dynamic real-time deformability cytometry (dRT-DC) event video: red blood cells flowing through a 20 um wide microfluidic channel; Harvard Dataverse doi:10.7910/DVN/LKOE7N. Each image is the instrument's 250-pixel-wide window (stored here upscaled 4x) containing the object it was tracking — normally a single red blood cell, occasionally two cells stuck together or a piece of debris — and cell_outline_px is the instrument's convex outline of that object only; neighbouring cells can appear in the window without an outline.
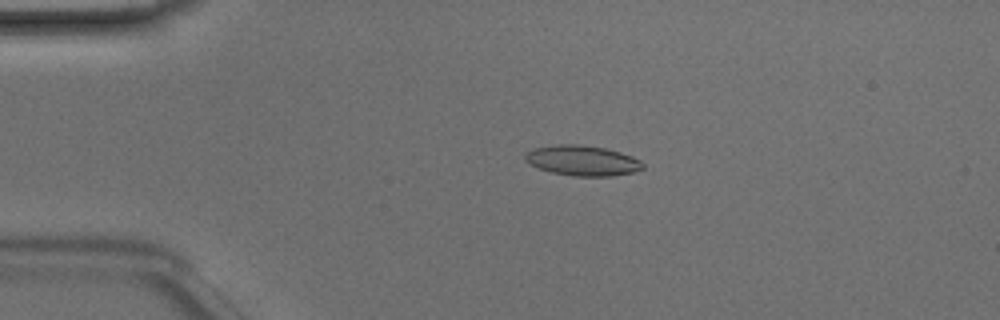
{"species": "Egyptian fruit bat (a non-hibernating species)", "species_latin": "Rousettus aegyptiacus", "temperature_condition": "room temperature", "stored_images_in_passage": 46, "camera_frame_rate_fps": 3000, "um_per_image_px": 0.085, "animal": {"sex": "male"}, "frame": {"image": 1, "passage_image": 8, "time_ms": 2.333, "image_size_px": [1000, 320], "cell_outline_px": [[644, 168], [632, 172], [612, 176], [572, 176], [552, 172], [540, 168], [524, 160], [524, 156], [532, 148], [556, 144], [580, 144], [604, 148], [620, 152], [632, 156], [640, 160], [644, 164]], "centroid_in_image_um": [49.51, 13.64], "position_along_channel_um": 35.5, "area_um2": 20.69}}
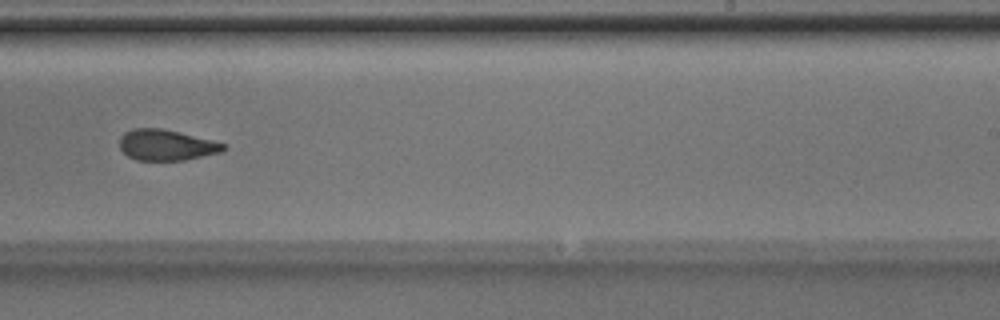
{"frame": {"image": 2, "passage_image": 28, "time_ms": 9.0, "image_size_px": [1000, 320], "cell_outline_px": [[228, 148], [220, 152], [184, 160], [136, 160], [128, 156], [120, 148], [120, 136], [124, 132], [132, 128], [160, 128], [212, 140], [228, 144]], "centroid_in_image_um": [14.14, 12.32], "position_along_channel_um": 274.9, "area_um2": 18.61}}
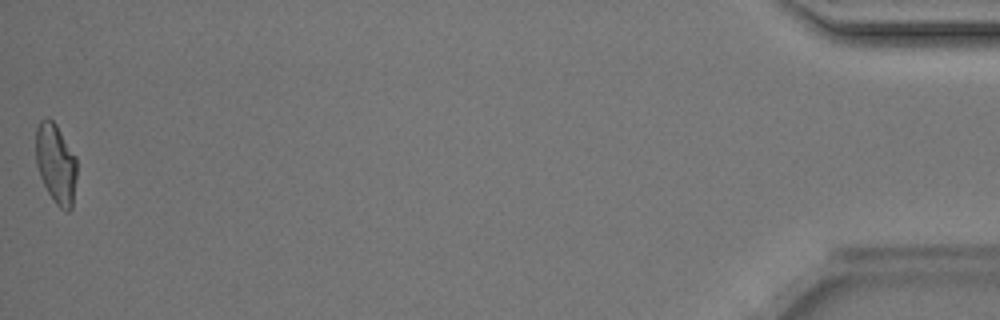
{"frame": {"image": 3, "passage_image": 46, "time_ms": 15.0, "image_size_px": [1000, 320], "cell_outline_px": [[76, 180], [72, 208], [68, 212], [60, 208], [56, 204], [48, 192], [40, 176], [36, 164], [36, 128], [40, 120], [48, 116], [56, 124], [76, 156]], "centroid_in_image_um": [4.75, 13.89], "position_along_channel_um": 430.4, "area_um2": 19.19}, "authors_computed_cell_mechanics": {"area_um2": 19.652, "velocity_mm_per_s": 4.1892, "shape_relaxation_time_tau1_ms": 5.7456, "shape_relaxation_time_tau2_ms": 1.6913, "deformation_change_tau1": 0.1593, "deformation_change_tau2": 0.0893}}